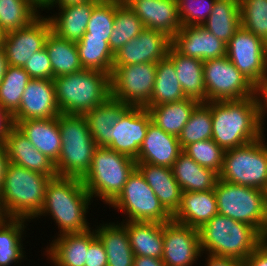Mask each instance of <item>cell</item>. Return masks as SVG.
I'll return each instance as SVG.
<instances>
[{"instance_id": "15", "label": "cell", "mask_w": 267, "mask_h": 266, "mask_svg": "<svg viewBox=\"0 0 267 266\" xmlns=\"http://www.w3.org/2000/svg\"><path fill=\"white\" fill-rule=\"evenodd\" d=\"M51 32L47 16L41 14L28 26L5 33L3 47L9 66L23 67L32 55L44 48Z\"/></svg>"}, {"instance_id": "49", "label": "cell", "mask_w": 267, "mask_h": 266, "mask_svg": "<svg viewBox=\"0 0 267 266\" xmlns=\"http://www.w3.org/2000/svg\"><path fill=\"white\" fill-rule=\"evenodd\" d=\"M254 96L257 101L258 119L260 127L264 133L263 125L265 124V116L267 117V77L255 86Z\"/></svg>"}, {"instance_id": "40", "label": "cell", "mask_w": 267, "mask_h": 266, "mask_svg": "<svg viewBox=\"0 0 267 266\" xmlns=\"http://www.w3.org/2000/svg\"><path fill=\"white\" fill-rule=\"evenodd\" d=\"M144 29V24L136 13L117 0L114 27L108 43L110 50L114 54L131 39L137 37Z\"/></svg>"}, {"instance_id": "4", "label": "cell", "mask_w": 267, "mask_h": 266, "mask_svg": "<svg viewBox=\"0 0 267 266\" xmlns=\"http://www.w3.org/2000/svg\"><path fill=\"white\" fill-rule=\"evenodd\" d=\"M202 253L245 259L265 240L251 225L216 214L199 229Z\"/></svg>"}, {"instance_id": "20", "label": "cell", "mask_w": 267, "mask_h": 266, "mask_svg": "<svg viewBox=\"0 0 267 266\" xmlns=\"http://www.w3.org/2000/svg\"><path fill=\"white\" fill-rule=\"evenodd\" d=\"M128 7L136 13L146 29L161 31L171 39L182 28L176 0H136Z\"/></svg>"}, {"instance_id": "23", "label": "cell", "mask_w": 267, "mask_h": 266, "mask_svg": "<svg viewBox=\"0 0 267 266\" xmlns=\"http://www.w3.org/2000/svg\"><path fill=\"white\" fill-rule=\"evenodd\" d=\"M4 144L9 162L40 172L52 179L57 177L54 163L37 150L16 126L11 129Z\"/></svg>"}, {"instance_id": "41", "label": "cell", "mask_w": 267, "mask_h": 266, "mask_svg": "<svg viewBox=\"0 0 267 266\" xmlns=\"http://www.w3.org/2000/svg\"><path fill=\"white\" fill-rule=\"evenodd\" d=\"M31 79L22 67L8 66L0 84V107L13 115L18 110L22 94Z\"/></svg>"}, {"instance_id": "56", "label": "cell", "mask_w": 267, "mask_h": 266, "mask_svg": "<svg viewBox=\"0 0 267 266\" xmlns=\"http://www.w3.org/2000/svg\"><path fill=\"white\" fill-rule=\"evenodd\" d=\"M8 60L6 58V52L4 47L0 48V84L4 78V75L6 74L7 68H8Z\"/></svg>"}, {"instance_id": "54", "label": "cell", "mask_w": 267, "mask_h": 266, "mask_svg": "<svg viewBox=\"0 0 267 266\" xmlns=\"http://www.w3.org/2000/svg\"><path fill=\"white\" fill-rule=\"evenodd\" d=\"M7 151L4 143H0V191L3 186L4 174L8 165Z\"/></svg>"}, {"instance_id": "46", "label": "cell", "mask_w": 267, "mask_h": 266, "mask_svg": "<svg viewBox=\"0 0 267 266\" xmlns=\"http://www.w3.org/2000/svg\"><path fill=\"white\" fill-rule=\"evenodd\" d=\"M216 0H176L182 26H202L212 12Z\"/></svg>"}, {"instance_id": "9", "label": "cell", "mask_w": 267, "mask_h": 266, "mask_svg": "<svg viewBox=\"0 0 267 266\" xmlns=\"http://www.w3.org/2000/svg\"><path fill=\"white\" fill-rule=\"evenodd\" d=\"M263 135L244 146L226 150L219 179L260 190L267 189V142Z\"/></svg>"}, {"instance_id": "53", "label": "cell", "mask_w": 267, "mask_h": 266, "mask_svg": "<svg viewBox=\"0 0 267 266\" xmlns=\"http://www.w3.org/2000/svg\"><path fill=\"white\" fill-rule=\"evenodd\" d=\"M133 266H166L162 258H153L149 256H134Z\"/></svg>"}, {"instance_id": "3", "label": "cell", "mask_w": 267, "mask_h": 266, "mask_svg": "<svg viewBox=\"0 0 267 266\" xmlns=\"http://www.w3.org/2000/svg\"><path fill=\"white\" fill-rule=\"evenodd\" d=\"M50 178L8 162L0 191V216L32 220L42 209Z\"/></svg>"}, {"instance_id": "14", "label": "cell", "mask_w": 267, "mask_h": 266, "mask_svg": "<svg viewBox=\"0 0 267 266\" xmlns=\"http://www.w3.org/2000/svg\"><path fill=\"white\" fill-rule=\"evenodd\" d=\"M199 231L173 220L163 223V256L166 266H192L201 257Z\"/></svg>"}, {"instance_id": "43", "label": "cell", "mask_w": 267, "mask_h": 266, "mask_svg": "<svg viewBox=\"0 0 267 266\" xmlns=\"http://www.w3.org/2000/svg\"><path fill=\"white\" fill-rule=\"evenodd\" d=\"M116 10L117 0H100L93 7L86 32L82 37L104 38V41L109 43Z\"/></svg>"}, {"instance_id": "47", "label": "cell", "mask_w": 267, "mask_h": 266, "mask_svg": "<svg viewBox=\"0 0 267 266\" xmlns=\"http://www.w3.org/2000/svg\"><path fill=\"white\" fill-rule=\"evenodd\" d=\"M31 78L53 79V72L46 48L35 52L22 67Z\"/></svg>"}, {"instance_id": "55", "label": "cell", "mask_w": 267, "mask_h": 266, "mask_svg": "<svg viewBox=\"0 0 267 266\" xmlns=\"http://www.w3.org/2000/svg\"><path fill=\"white\" fill-rule=\"evenodd\" d=\"M91 0H52L43 10H52L55 7H66L72 5L83 4Z\"/></svg>"}, {"instance_id": "1", "label": "cell", "mask_w": 267, "mask_h": 266, "mask_svg": "<svg viewBox=\"0 0 267 266\" xmlns=\"http://www.w3.org/2000/svg\"><path fill=\"white\" fill-rule=\"evenodd\" d=\"M92 202L81 179L57 176L49 181L42 209L33 220L51 216L59 229L57 235L85 232L93 228L86 216Z\"/></svg>"}, {"instance_id": "27", "label": "cell", "mask_w": 267, "mask_h": 266, "mask_svg": "<svg viewBox=\"0 0 267 266\" xmlns=\"http://www.w3.org/2000/svg\"><path fill=\"white\" fill-rule=\"evenodd\" d=\"M99 1L91 0L83 4L58 7V15L47 16L51 31L62 39L79 42L86 32L93 7Z\"/></svg>"}, {"instance_id": "36", "label": "cell", "mask_w": 267, "mask_h": 266, "mask_svg": "<svg viewBox=\"0 0 267 266\" xmlns=\"http://www.w3.org/2000/svg\"><path fill=\"white\" fill-rule=\"evenodd\" d=\"M44 47L50 57L53 78L83 69L75 42L62 39L51 31Z\"/></svg>"}, {"instance_id": "2", "label": "cell", "mask_w": 267, "mask_h": 266, "mask_svg": "<svg viewBox=\"0 0 267 266\" xmlns=\"http://www.w3.org/2000/svg\"><path fill=\"white\" fill-rule=\"evenodd\" d=\"M205 103L212 113V139L225 151L244 146L265 135L259 124L255 96Z\"/></svg>"}, {"instance_id": "30", "label": "cell", "mask_w": 267, "mask_h": 266, "mask_svg": "<svg viewBox=\"0 0 267 266\" xmlns=\"http://www.w3.org/2000/svg\"><path fill=\"white\" fill-rule=\"evenodd\" d=\"M172 171L183 192L214 190L219 180L217 172L200 166L183 151L174 162Z\"/></svg>"}, {"instance_id": "59", "label": "cell", "mask_w": 267, "mask_h": 266, "mask_svg": "<svg viewBox=\"0 0 267 266\" xmlns=\"http://www.w3.org/2000/svg\"><path fill=\"white\" fill-rule=\"evenodd\" d=\"M265 194H266V207H267V189L265 190Z\"/></svg>"}, {"instance_id": "45", "label": "cell", "mask_w": 267, "mask_h": 266, "mask_svg": "<svg viewBox=\"0 0 267 266\" xmlns=\"http://www.w3.org/2000/svg\"><path fill=\"white\" fill-rule=\"evenodd\" d=\"M183 152L200 166L211 169L218 174L222 170L225 150L216 144L212 138L191 143L183 149Z\"/></svg>"}, {"instance_id": "39", "label": "cell", "mask_w": 267, "mask_h": 266, "mask_svg": "<svg viewBox=\"0 0 267 266\" xmlns=\"http://www.w3.org/2000/svg\"><path fill=\"white\" fill-rule=\"evenodd\" d=\"M32 0H0V29L8 33L28 26L41 12Z\"/></svg>"}, {"instance_id": "32", "label": "cell", "mask_w": 267, "mask_h": 266, "mask_svg": "<svg viewBox=\"0 0 267 266\" xmlns=\"http://www.w3.org/2000/svg\"><path fill=\"white\" fill-rule=\"evenodd\" d=\"M129 106L112 97L84 114L92 138L97 146L110 145V132L121 114Z\"/></svg>"}, {"instance_id": "7", "label": "cell", "mask_w": 267, "mask_h": 266, "mask_svg": "<svg viewBox=\"0 0 267 266\" xmlns=\"http://www.w3.org/2000/svg\"><path fill=\"white\" fill-rule=\"evenodd\" d=\"M135 168L133 158L107 146H97L90 169L81 181L92 199L97 197L109 206L122 192Z\"/></svg>"}, {"instance_id": "42", "label": "cell", "mask_w": 267, "mask_h": 266, "mask_svg": "<svg viewBox=\"0 0 267 266\" xmlns=\"http://www.w3.org/2000/svg\"><path fill=\"white\" fill-rule=\"evenodd\" d=\"M212 130L211 109L205 102H200L178 136L181 149L191 143L211 139Z\"/></svg>"}, {"instance_id": "33", "label": "cell", "mask_w": 267, "mask_h": 266, "mask_svg": "<svg viewBox=\"0 0 267 266\" xmlns=\"http://www.w3.org/2000/svg\"><path fill=\"white\" fill-rule=\"evenodd\" d=\"M30 221L23 218H0V266L21 264L24 262L22 260H26L22 238L25 237L27 222Z\"/></svg>"}, {"instance_id": "18", "label": "cell", "mask_w": 267, "mask_h": 266, "mask_svg": "<svg viewBox=\"0 0 267 266\" xmlns=\"http://www.w3.org/2000/svg\"><path fill=\"white\" fill-rule=\"evenodd\" d=\"M53 79H34L27 84L13 121L50 119L60 114Z\"/></svg>"}, {"instance_id": "44", "label": "cell", "mask_w": 267, "mask_h": 266, "mask_svg": "<svg viewBox=\"0 0 267 266\" xmlns=\"http://www.w3.org/2000/svg\"><path fill=\"white\" fill-rule=\"evenodd\" d=\"M241 26L267 44V0H239Z\"/></svg>"}, {"instance_id": "48", "label": "cell", "mask_w": 267, "mask_h": 266, "mask_svg": "<svg viewBox=\"0 0 267 266\" xmlns=\"http://www.w3.org/2000/svg\"><path fill=\"white\" fill-rule=\"evenodd\" d=\"M85 266H107L106 250L97 236L89 244Z\"/></svg>"}, {"instance_id": "52", "label": "cell", "mask_w": 267, "mask_h": 266, "mask_svg": "<svg viewBox=\"0 0 267 266\" xmlns=\"http://www.w3.org/2000/svg\"><path fill=\"white\" fill-rule=\"evenodd\" d=\"M205 266H244V262L235 258L207 254Z\"/></svg>"}, {"instance_id": "22", "label": "cell", "mask_w": 267, "mask_h": 266, "mask_svg": "<svg viewBox=\"0 0 267 266\" xmlns=\"http://www.w3.org/2000/svg\"><path fill=\"white\" fill-rule=\"evenodd\" d=\"M95 237L92 228L85 232L57 235L45 248L44 254L53 266H85L89 244Z\"/></svg>"}, {"instance_id": "31", "label": "cell", "mask_w": 267, "mask_h": 266, "mask_svg": "<svg viewBox=\"0 0 267 266\" xmlns=\"http://www.w3.org/2000/svg\"><path fill=\"white\" fill-rule=\"evenodd\" d=\"M121 224L127 229L134 256H163V223L128 221Z\"/></svg>"}, {"instance_id": "34", "label": "cell", "mask_w": 267, "mask_h": 266, "mask_svg": "<svg viewBox=\"0 0 267 266\" xmlns=\"http://www.w3.org/2000/svg\"><path fill=\"white\" fill-rule=\"evenodd\" d=\"M199 103L195 99L185 98L177 102L148 106L147 110L154 124L164 132L178 137Z\"/></svg>"}, {"instance_id": "12", "label": "cell", "mask_w": 267, "mask_h": 266, "mask_svg": "<svg viewBox=\"0 0 267 266\" xmlns=\"http://www.w3.org/2000/svg\"><path fill=\"white\" fill-rule=\"evenodd\" d=\"M206 102L244 99L254 96L255 86L227 56L203 62Z\"/></svg>"}, {"instance_id": "5", "label": "cell", "mask_w": 267, "mask_h": 266, "mask_svg": "<svg viewBox=\"0 0 267 266\" xmlns=\"http://www.w3.org/2000/svg\"><path fill=\"white\" fill-rule=\"evenodd\" d=\"M63 114L84 115L111 97V74L82 69L53 78Z\"/></svg>"}, {"instance_id": "25", "label": "cell", "mask_w": 267, "mask_h": 266, "mask_svg": "<svg viewBox=\"0 0 267 266\" xmlns=\"http://www.w3.org/2000/svg\"><path fill=\"white\" fill-rule=\"evenodd\" d=\"M218 214L214 190L183 192L180 206L172 215L176 223L199 229Z\"/></svg>"}, {"instance_id": "13", "label": "cell", "mask_w": 267, "mask_h": 266, "mask_svg": "<svg viewBox=\"0 0 267 266\" xmlns=\"http://www.w3.org/2000/svg\"><path fill=\"white\" fill-rule=\"evenodd\" d=\"M227 57L254 86L267 77V44L242 26L227 44Z\"/></svg>"}, {"instance_id": "10", "label": "cell", "mask_w": 267, "mask_h": 266, "mask_svg": "<svg viewBox=\"0 0 267 266\" xmlns=\"http://www.w3.org/2000/svg\"><path fill=\"white\" fill-rule=\"evenodd\" d=\"M127 217L122 220L168 223L172 215L163 207L141 172L135 168L128 176L122 192L109 205ZM129 218V219H128Z\"/></svg>"}, {"instance_id": "19", "label": "cell", "mask_w": 267, "mask_h": 266, "mask_svg": "<svg viewBox=\"0 0 267 266\" xmlns=\"http://www.w3.org/2000/svg\"><path fill=\"white\" fill-rule=\"evenodd\" d=\"M172 46L182 55L203 62L227 56V44L203 26H182L172 38Z\"/></svg>"}, {"instance_id": "29", "label": "cell", "mask_w": 267, "mask_h": 266, "mask_svg": "<svg viewBox=\"0 0 267 266\" xmlns=\"http://www.w3.org/2000/svg\"><path fill=\"white\" fill-rule=\"evenodd\" d=\"M100 225H95V233L106 250L107 266H133L134 253L127 229L118 221Z\"/></svg>"}, {"instance_id": "58", "label": "cell", "mask_w": 267, "mask_h": 266, "mask_svg": "<svg viewBox=\"0 0 267 266\" xmlns=\"http://www.w3.org/2000/svg\"><path fill=\"white\" fill-rule=\"evenodd\" d=\"M121 4L128 6L132 1L136 0H118Z\"/></svg>"}, {"instance_id": "24", "label": "cell", "mask_w": 267, "mask_h": 266, "mask_svg": "<svg viewBox=\"0 0 267 266\" xmlns=\"http://www.w3.org/2000/svg\"><path fill=\"white\" fill-rule=\"evenodd\" d=\"M14 124L37 150L54 164L57 162L62 147L58 117L14 121Z\"/></svg>"}, {"instance_id": "28", "label": "cell", "mask_w": 267, "mask_h": 266, "mask_svg": "<svg viewBox=\"0 0 267 266\" xmlns=\"http://www.w3.org/2000/svg\"><path fill=\"white\" fill-rule=\"evenodd\" d=\"M167 56L173 61L175 72L182 90L187 98L206 102L203 61L179 53L172 45Z\"/></svg>"}, {"instance_id": "26", "label": "cell", "mask_w": 267, "mask_h": 266, "mask_svg": "<svg viewBox=\"0 0 267 266\" xmlns=\"http://www.w3.org/2000/svg\"><path fill=\"white\" fill-rule=\"evenodd\" d=\"M136 168L144 176L163 207L173 215L180 206L183 190L175 180L172 168L136 163Z\"/></svg>"}, {"instance_id": "16", "label": "cell", "mask_w": 267, "mask_h": 266, "mask_svg": "<svg viewBox=\"0 0 267 266\" xmlns=\"http://www.w3.org/2000/svg\"><path fill=\"white\" fill-rule=\"evenodd\" d=\"M151 121L147 108L129 106L112 127L108 147L135 160Z\"/></svg>"}, {"instance_id": "37", "label": "cell", "mask_w": 267, "mask_h": 266, "mask_svg": "<svg viewBox=\"0 0 267 266\" xmlns=\"http://www.w3.org/2000/svg\"><path fill=\"white\" fill-rule=\"evenodd\" d=\"M187 98L175 72L173 61L166 56L157 62L155 83L150 106L181 101Z\"/></svg>"}, {"instance_id": "6", "label": "cell", "mask_w": 267, "mask_h": 266, "mask_svg": "<svg viewBox=\"0 0 267 266\" xmlns=\"http://www.w3.org/2000/svg\"><path fill=\"white\" fill-rule=\"evenodd\" d=\"M62 147L55 165L57 176L82 179L97 147L84 115H58Z\"/></svg>"}, {"instance_id": "50", "label": "cell", "mask_w": 267, "mask_h": 266, "mask_svg": "<svg viewBox=\"0 0 267 266\" xmlns=\"http://www.w3.org/2000/svg\"><path fill=\"white\" fill-rule=\"evenodd\" d=\"M244 266H267V238L245 259Z\"/></svg>"}, {"instance_id": "17", "label": "cell", "mask_w": 267, "mask_h": 266, "mask_svg": "<svg viewBox=\"0 0 267 266\" xmlns=\"http://www.w3.org/2000/svg\"><path fill=\"white\" fill-rule=\"evenodd\" d=\"M172 39L161 31L144 29L114 53L113 66L157 63L167 56Z\"/></svg>"}, {"instance_id": "57", "label": "cell", "mask_w": 267, "mask_h": 266, "mask_svg": "<svg viewBox=\"0 0 267 266\" xmlns=\"http://www.w3.org/2000/svg\"><path fill=\"white\" fill-rule=\"evenodd\" d=\"M5 33L0 29V48L3 47V39Z\"/></svg>"}, {"instance_id": "51", "label": "cell", "mask_w": 267, "mask_h": 266, "mask_svg": "<svg viewBox=\"0 0 267 266\" xmlns=\"http://www.w3.org/2000/svg\"><path fill=\"white\" fill-rule=\"evenodd\" d=\"M14 126L13 116L0 107V143H4L6 137Z\"/></svg>"}, {"instance_id": "38", "label": "cell", "mask_w": 267, "mask_h": 266, "mask_svg": "<svg viewBox=\"0 0 267 266\" xmlns=\"http://www.w3.org/2000/svg\"><path fill=\"white\" fill-rule=\"evenodd\" d=\"M76 46L83 69L112 74L114 54L104 38L81 37Z\"/></svg>"}, {"instance_id": "21", "label": "cell", "mask_w": 267, "mask_h": 266, "mask_svg": "<svg viewBox=\"0 0 267 266\" xmlns=\"http://www.w3.org/2000/svg\"><path fill=\"white\" fill-rule=\"evenodd\" d=\"M182 151L178 137L164 132L151 121L135 160L136 163L172 168Z\"/></svg>"}, {"instance_id": "35", "label": "cell", "mask_w": 267, "mask_h": 266, "mask_svg": "<svg viewBox=\"0 0 267 266\" xmlns=\"http://www.w3.org/2000/svg\"><path fill=\"white\" fill-rule=\"evenodd\" d=\"M202 26L228 44L241 27L239 0H216L211 14Z\"/></svg>"}, {"instance_id": "11", "label": "cell", "mask_w": 267, "mask_h": 266, "mask_svg": "<svg viewBox=\"0 0 267 266\" xmlns=\"http://www.w3.org/2000/svg\"><path fill=\"white\" fill-rule=\"evenodd\" d=\"M157 63L113 66L111 97L131 107L150 106Z\"/></svg>"}, {"instance_id": "8", "label": "cell", "mask_w": 267, "mask_h": 266, "mask_svg": "<svg viewBox=\"0 0 267 266\" xmlns=\"http://www.w3.org/2000/svg\"><path fill=\"white\" fill-rule=\"evenodd\" d=\"M218 214L253 226L267 238V207L264 190L218 180L214 188Z\"/></svg>"}]
</instances>
